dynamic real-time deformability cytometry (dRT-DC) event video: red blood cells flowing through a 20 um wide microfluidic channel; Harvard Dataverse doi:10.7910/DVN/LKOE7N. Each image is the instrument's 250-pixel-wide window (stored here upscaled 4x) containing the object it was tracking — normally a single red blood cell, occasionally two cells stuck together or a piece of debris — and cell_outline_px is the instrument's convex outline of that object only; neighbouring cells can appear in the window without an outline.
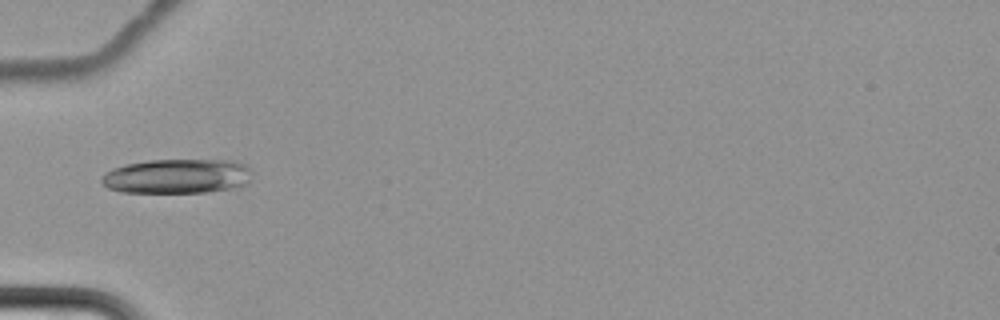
{"species": "common noctule bat (a hibernating species)", "species_latin": "Nyctalus noctula", "temperature_condition": "cold", "stored_images_in_passage": 1, "camera_frame_rate_fps": 3000, "um_per_image_px": 0.085, "animal": {"sex": "female", "body_mass_g": 22.7, "forearm_length_mm": 54.2}, "frame": {"image": 1, "passage_image": 1, "time_ms": 0.0, "image_size_px": [1000, 320], "cell_outline_px": [[252, 172], [248, 180], [244, 184], [232, 188], [204, 192], [120, 192], [108, 188], [100, 180], [104, 172], [112, 168], [124, 164], [148, 160], [232, 160], [248, 164], [252, 168]], "centroid_in_image_um": [15.04, 14.96], "position_along_channel_um": 70.0, "area_um2": 30.52}}